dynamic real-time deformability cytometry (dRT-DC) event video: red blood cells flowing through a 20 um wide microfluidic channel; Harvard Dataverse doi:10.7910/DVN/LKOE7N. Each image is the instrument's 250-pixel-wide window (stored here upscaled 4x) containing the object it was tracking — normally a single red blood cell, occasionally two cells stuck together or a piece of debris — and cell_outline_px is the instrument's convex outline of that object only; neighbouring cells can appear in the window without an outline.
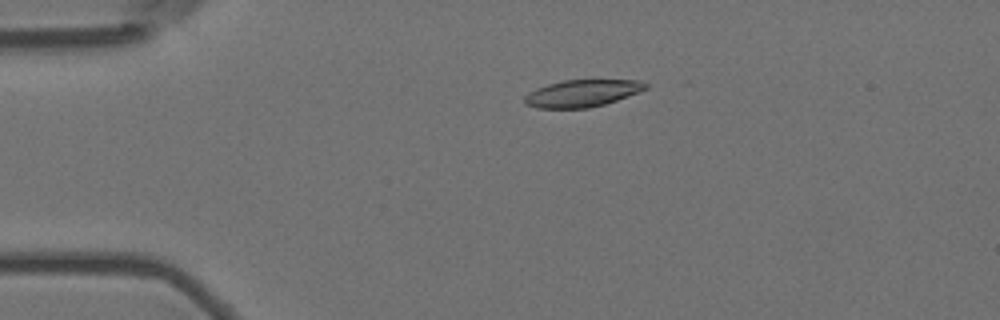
{"species": "Egyptian fruit bat (a non-hibernating species)", "species_latin": "Rousettus aegyptiacus", "temperature_condition": "room temperature", "stored_images_in_passage": 4, "camera_frame_rate_fps": 3000, "um_per_image_px": 0.085, "animal": {"sex": "female"}, "frame": {"image": 1, "passage_image": 3, "time_ms": 0.667, "image_size_px": [1000, 320], "cell_outline_px": [[648, 88], [616, 100], [604, 104], [588, 108], [536, 108], [524, 104], [524, 96], [528, 92], [536, 88], [548, 84], [564, 80], [640, 80], [648, 84]], "centroid_in_image_um": [49.44, 7.93], "position_along_channel_um": 35.6, "area_um2": 19.07}}